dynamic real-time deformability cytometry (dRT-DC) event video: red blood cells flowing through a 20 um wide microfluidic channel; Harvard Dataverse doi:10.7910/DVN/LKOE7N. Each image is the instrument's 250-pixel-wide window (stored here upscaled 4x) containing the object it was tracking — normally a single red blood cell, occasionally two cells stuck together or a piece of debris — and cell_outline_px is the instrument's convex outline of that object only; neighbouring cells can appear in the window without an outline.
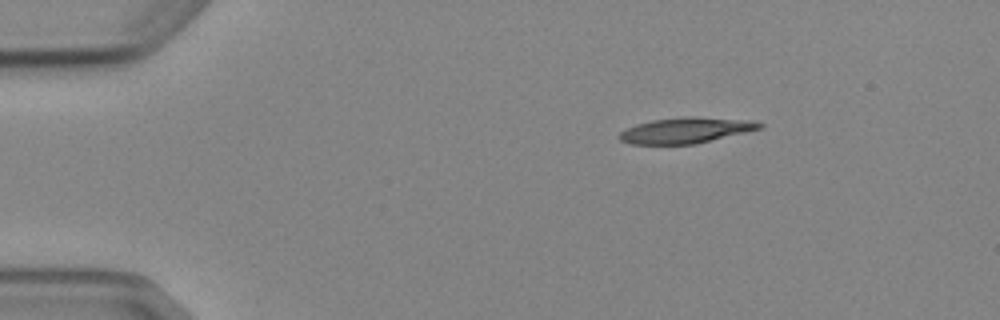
{"species": "Egyptian fruit bat (a non-hibernating species)", "species_latin": "Rousettus aegyptiacus", "temperature_condition": "cold", "stored_images_in_passage": 3, "camera_frame_rate_fps": 3000, "um_per_image_px": 0.085, "animal": {"sex": "female"}, "frame": {"image": 1, "passage_image": 1, "time_ms": 0.0, "image_size_px": [1000, 320], "cell_outline_px": [[764, 128], [696, 144], [632, 144], [620, 140], [620, 132], [636, 124], [652, 120], [688, 116], [696, 116], [752, 120], [764, 124]], "centroid_in_image_um": [58.37, 11.07], "position_along_channel_um": 26.6, "area_um2": 21.1}}